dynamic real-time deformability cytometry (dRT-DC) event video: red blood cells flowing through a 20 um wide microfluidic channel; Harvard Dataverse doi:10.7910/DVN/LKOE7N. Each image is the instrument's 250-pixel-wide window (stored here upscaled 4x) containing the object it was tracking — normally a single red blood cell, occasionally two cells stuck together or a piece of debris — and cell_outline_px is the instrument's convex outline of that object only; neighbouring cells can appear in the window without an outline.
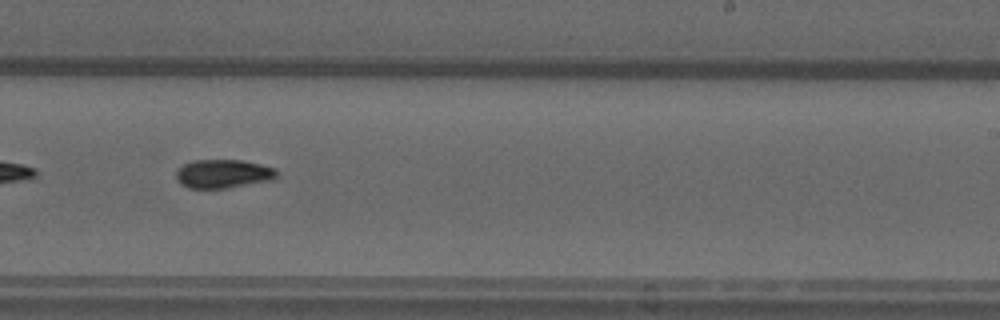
{"species": "common noctule bat (a hibernating species)", "species_latin": "Nyctalus noctula", "temperature_condition": "warm", "stored_images_in_passage": 35, "camera_frame_rate_fps": 3000, "um_per_image_px": 0.085, "animal": {"sex": "male", "forearm_length_mm": 52.5}, "frame": {"image": 1, "passage_image": 16, "time_ms": 5.0, "image_size_px": [1000, 320], "cell_outline_px": [[280, 172], [276, 180], [228, 188], [188, 188], [180, 184], [176, 176], [176, 168], [192, 160], [240, 160], [260, 164], [276, 168]], "centroid_in_image_um": [19.02, 14.77], "position_along_channel_um": 270.0, "area_um2": 17.22}}
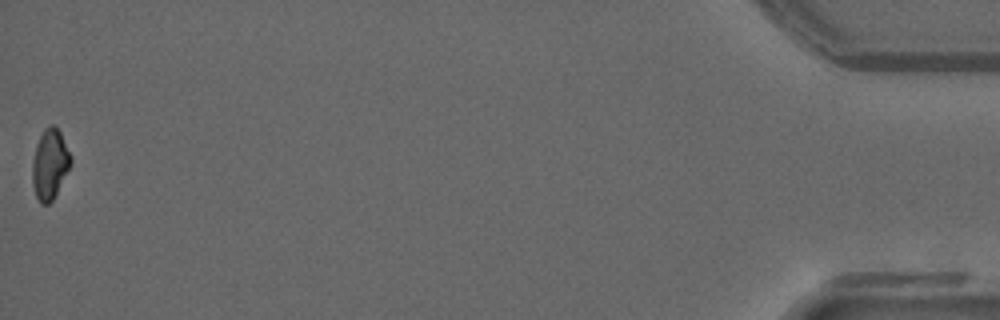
{"frame": {"image": 2, "passage_image": 35, "time_ms": 11.333, "image_size_px": [1000, 320], "cell_outline_px": [[72, 160], [52, 200], [48, 204], [40, 204], [36, 196], [32, 184], [32, 160], [36, 144], [44, 128], [48, 124], [52, 124], [60, 132], [72, 156]], "centroid_in_image_um": [4.21, 13.93], "position_along_channel_um": 431.0, "area_um2": 15.55}, "authors_computed_cell_mechanics": {"area_um2": 16.762, "velocity_mm_per_s": 4.1166, "shape_relaxation_time_tau1_ms": null, "shape_relaxation_time_tau2_ms": 9.5402, "deformation_change_tau1": null, "deformation_change_tau2": 0.1635}}